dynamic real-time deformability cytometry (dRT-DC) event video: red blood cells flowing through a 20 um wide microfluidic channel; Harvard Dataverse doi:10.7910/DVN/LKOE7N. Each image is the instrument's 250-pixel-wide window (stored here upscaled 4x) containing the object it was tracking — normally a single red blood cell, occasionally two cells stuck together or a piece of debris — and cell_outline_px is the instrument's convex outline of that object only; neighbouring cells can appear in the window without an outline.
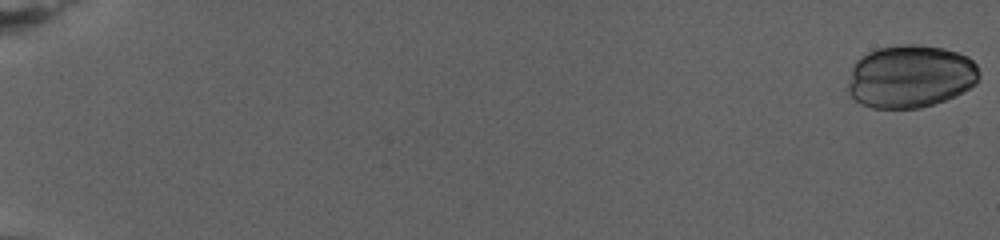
{"species": "human", "species_latin": "Homo sapiens", "temperature_condition": "warm", "stored_images_in_passage": 79, "camera_frame_rate_fps": 3000, "um_per_image_px": 0.085, "donor": {"sex": "female"}, "frame": {"image": 1, "passage_image": 1, "time_ms": 0.0, "image_size_px": [1000, 240], "cell_outline_px": [[980, 76], [976, 84], [944, 100], [920, 108], [872, 108], [856, 100], [848, 92], [848, 84], [852, 68], [856, 60], [860, 56], [876, 48], [900, 44], [912, 44], [944, 48], [968, 56], [976, 64]], "centroid_in_image_um": [77.37, 6.48], "position_along_channel_um": 7.6, "area_um2": 47.97}}
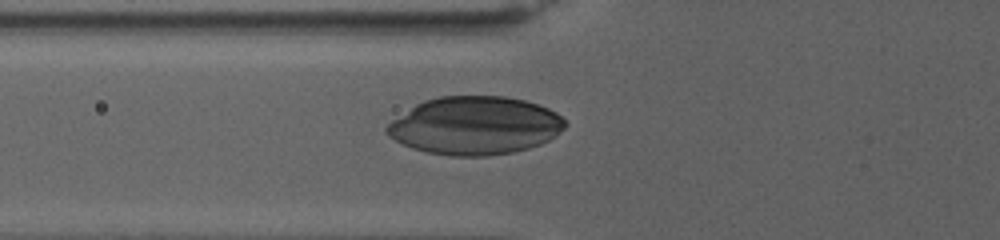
{"frame": {"image": 2, "passage_image": 33, "time_ms": 10.667, "image_size_px": [1000, 240], "cell_outline_px": [[568, 124], [564, 128], [548, 140], [540, 144], [528, 148], [512, 152], [488, 156], [448, 156], [428, 152], [412, 148], [388, 136], [384, 128], [392, 120], [416, 104], [424, 100], [440, 96], [504, 96], [524, 100], [548, 108], [556, 112]], "centroid_in_image_um": [40.36, 10.68], "position_along_channel_um": 85.4, "area_um2": 60.17}}
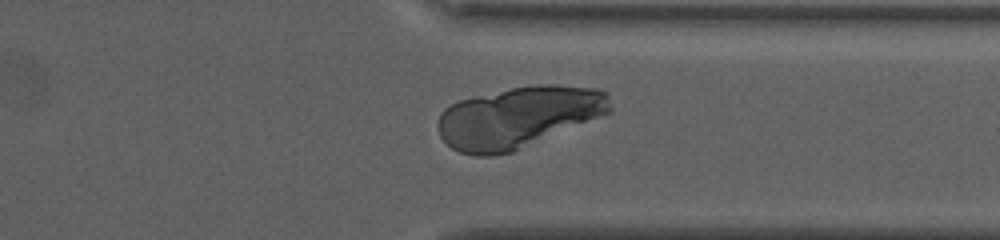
{"frame": {"image": 3, "passage_image": 64, "time_ms": 21.0, "image_size_px": [1000, 240], "cell_outline_px": [[612, 112], [512, 152], [492, 156], [476, 156], [460, 152], [452, 148], [440, 136], [436, 124], [440, 112], [444, 108], [460, 100], [512, 88], [536, 84], [548, 84], [600, 88], [608, 96], [612, 108]], "centroid_in_image_um": [44.06, 9.96], "position_along_channel_um": 367.3, "area_um2": 61.5}}